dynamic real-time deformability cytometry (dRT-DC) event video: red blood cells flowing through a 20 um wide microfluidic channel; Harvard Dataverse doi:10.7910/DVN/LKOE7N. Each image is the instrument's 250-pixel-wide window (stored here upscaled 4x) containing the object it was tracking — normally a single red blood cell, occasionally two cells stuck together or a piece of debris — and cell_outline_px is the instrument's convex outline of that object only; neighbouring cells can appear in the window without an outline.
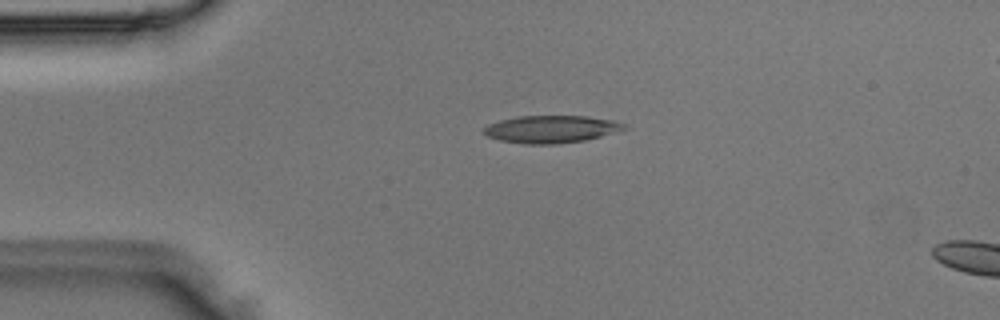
{"species": "Egyptian fruit bat (a non-hibernating species)", "species_latin": "Rousettus aegyptiacus", "temperature_condition": "room temperature", "stored_images_in_passage": 6, "camera_frame_rate_fps": 3000, "um_per_image_px": 0.085, "animal": {"sex": "male"}, "frame": {"image": 1, "passage_image": 3, "time_ms": 0.667, "image_size_px": [1000, 320], "cell_outline_px": [[628, 128], [600, 136], [584, 140], [556, 144], [524, 144], [500, 140], [488, 136], [484, 132], [484, 128], [488, 124], [500, 120], [516, 116], [588, 116], [612, 120], [624, 124]], "centroid_in_image_um": [46.83, 10.97], "position_along_channel_um": 38.2, "area_um2": 22.25}}